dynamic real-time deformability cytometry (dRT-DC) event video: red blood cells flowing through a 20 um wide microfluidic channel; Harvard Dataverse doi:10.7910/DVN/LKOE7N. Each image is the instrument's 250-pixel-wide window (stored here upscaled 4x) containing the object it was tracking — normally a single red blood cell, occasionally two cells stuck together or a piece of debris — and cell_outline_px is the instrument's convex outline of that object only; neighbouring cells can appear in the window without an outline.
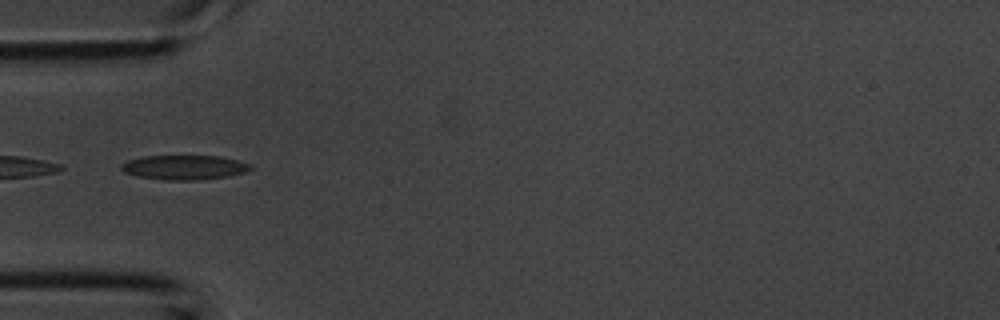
{"species": "common noctule bat (a hibernating species)", "species_latin": "Nyctalus noctula", "temperature_condition": "room temperature", "stored_images_in_passage": 15, "camera_frame_rate_fps": 3000, "um_per_image_px": 0.085, "animal": {"sex": "male", "body_mass_g": 20.1, "forearm_length_mm": 53.5}, "frame": {"image": 1, "passage_image": 1, "time_ms": 0.0, "image_size_px": [1000, 320], "cell_outline_px": [[252, 168], [244, 172], [228, 176], [196, 180], [164, 180], [136, 176], [124, 172], [120, 168], [120, 164], [128, 160], [144, 156], [220, 156], [252, 164]], "centroid_in_image_um": [15.63, 14.23], "position_along_channel_um": 69.4, "area_um2": 18.44}}
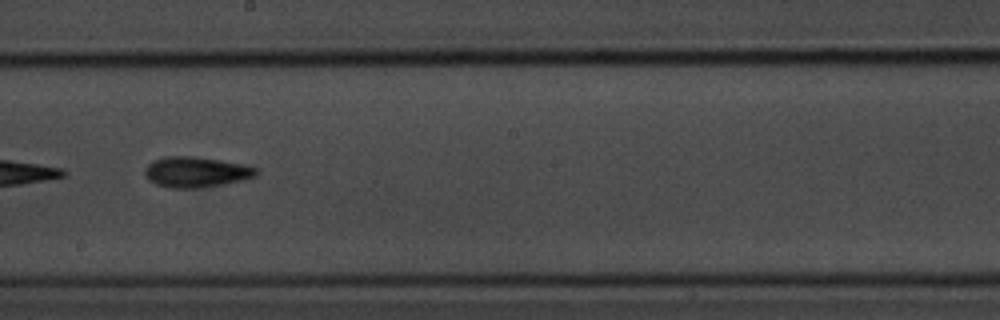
{"frame": {"image": 2, "passage_image": 11, "time_ms": 3.333, "image_size_px": [1000, 320], "cell_outline_px": [[260, 172], [256, 176], [240, 180], [220, 184], [196, 188], [172, 188], [156, 184], [148, 180], [144, 176], [144, 168], [152, 160], [164, 156], [192, 156], [220, 160], [244, 164], [260, 168]], "centroid_in_image_um": [16.64, 14.6], "position_along_channel_um": 231.6, "area_um2": 19.94}}